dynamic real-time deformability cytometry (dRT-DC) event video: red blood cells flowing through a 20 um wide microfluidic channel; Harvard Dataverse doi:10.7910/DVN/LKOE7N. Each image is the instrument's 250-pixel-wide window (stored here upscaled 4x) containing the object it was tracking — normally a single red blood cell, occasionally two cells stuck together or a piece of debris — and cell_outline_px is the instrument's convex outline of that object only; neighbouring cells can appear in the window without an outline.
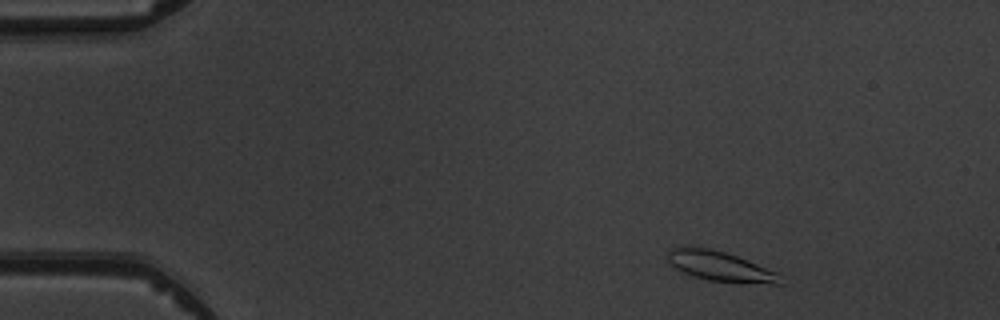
{"species": "common noctule bat (a hibernating species)", "species_latin": "Nyctalus noctula", "temperature_condition": "warm", "stored_images_in_passage": 5, "camera_frame_rate_fps": 3000, "um_per_image_px": 0.085, "animal": {"sex": "male", "body_mass_g": 19.5, "forearm_length_mm": 54.6}, "frame": {"image": 1, "passage_image": 1, "time_ms": 0.0, "image_size_px": [1000, 320], "cell_outline_px": [[784, 284], [740, 284], [708, 280], [692, 276], [680, 272], [668, 260], [668, 248], [684, 244], [708, 248], [724, 252], [736, 256], [780, 272]], "centroid_in_image_um": [61.24, 22.64], "position_along_channel_um": 23.8, "area_um2": 20.46}}